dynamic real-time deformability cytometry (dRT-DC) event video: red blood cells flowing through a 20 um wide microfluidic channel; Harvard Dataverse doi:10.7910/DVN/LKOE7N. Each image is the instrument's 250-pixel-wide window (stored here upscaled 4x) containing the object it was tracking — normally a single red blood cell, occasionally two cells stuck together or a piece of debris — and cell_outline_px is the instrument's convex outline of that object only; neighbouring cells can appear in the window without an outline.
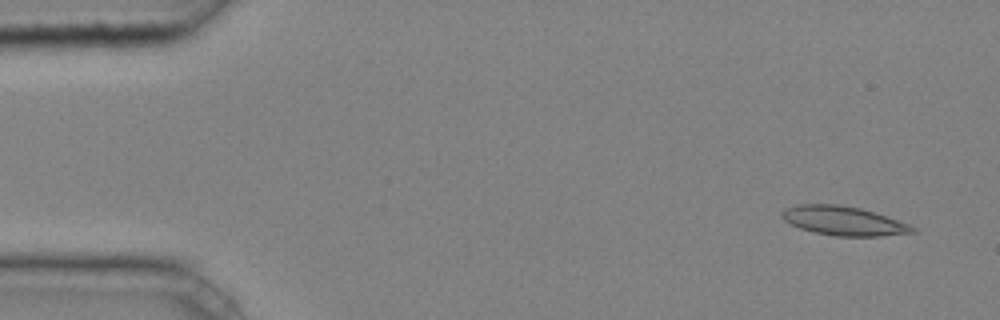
{"species": "common noctule bat (a hibernating species)", "species_latin": "Nyctalus noctula", "temperature_condition": "cold", "stored_images_in_passage": 3, "camera_frame_rate_fps": 3000, "um_per_image_px": 0.085, "animal": {"sex": "male", "body_mass_g": 20.4}, "frame": {"image": 1, "passage_image": 1, "time_ms": 0.0, "image_size_px": [1000, 320], "cell_outline_px": [[916, 232], [880, 236], [836, 236], [812, 232], [800, 228], [784, 220], [780, 216], [780, 212], [784, 208], [796, 204], [836, 204], [860, 208], [908, 224], [916, 228]], "centroid_in_image_um": [71.63, 18.77], "position_along_channel_um": 13.4, "area_um2": 22.02}}
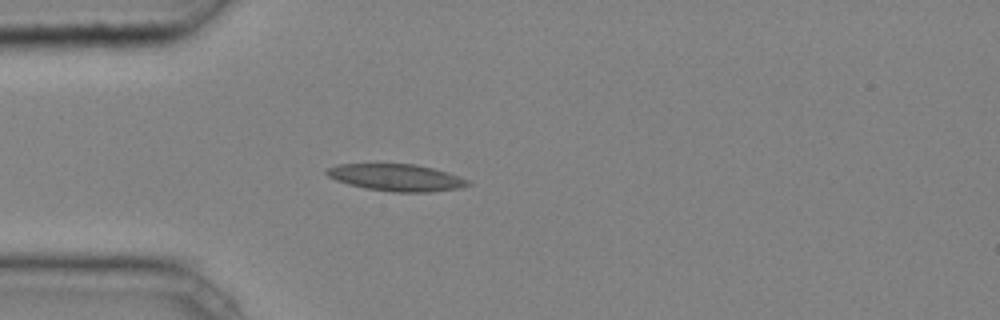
{"frame": {"image": 2, "passage_image": 3, "time_ms": 0.667, "image_size_px": [1000, 320], "cell_outline_px": [[472, 184], [460, 188], [428, 192], [392, 192], [364, 188], [348, 184], [336, 180], [328, 176], [324, 172], [328, 168], [336, 164], [416, 164], [448, 172], [468, 180]], "centroid_in_image_um": [33.68, 15.09], "position_along_channel_um": 51.3, "area_um2": 22.2}}